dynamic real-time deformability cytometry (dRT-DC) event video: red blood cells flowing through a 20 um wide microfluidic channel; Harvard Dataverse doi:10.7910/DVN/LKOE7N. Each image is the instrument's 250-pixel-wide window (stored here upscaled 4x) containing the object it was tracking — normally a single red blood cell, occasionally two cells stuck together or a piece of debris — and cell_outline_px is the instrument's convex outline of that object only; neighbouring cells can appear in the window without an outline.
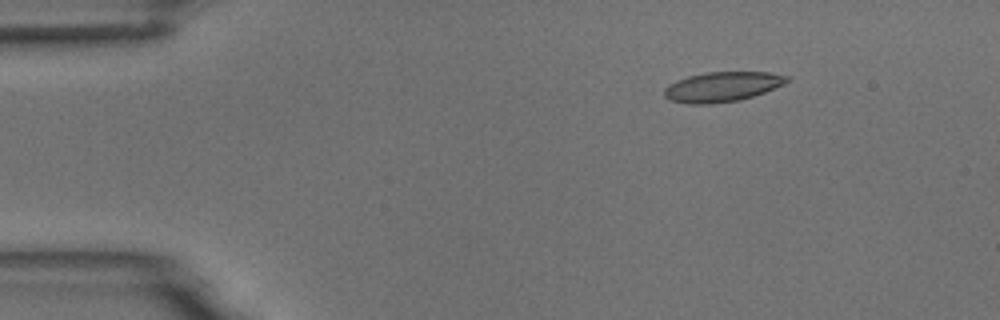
{"species": "common noctule bat (a hibernating species)", "species_latin": "Nyctalus noctula", "temperature_condition": "room temperature", "stored_images_in_passage": 5, "segment_of_instrument_passage": [1, 2], "camera_frame_rate_fps": 3000, "um_per_image_px": 0.085, "animal": {"sex": "male", "body_mass_g": 18.8}, "frame": {"image": 1, "passage_image": 2, "time_ms": 1.0, "image_size_px": [1000, 320], "cell_outline_px": [[788, 80], [764, 92], [740, 100], [708, 104], [688, 104], [672, 100], [664, 96], [664, 88], [668, 84], [676, 80], [688, 76], [708, 72], [768, 72], [788, 76]], "centroid_in_image_um": [61.32, 7.37], "position_along_channel_um": 23.7, "area_um2": 21.04}}